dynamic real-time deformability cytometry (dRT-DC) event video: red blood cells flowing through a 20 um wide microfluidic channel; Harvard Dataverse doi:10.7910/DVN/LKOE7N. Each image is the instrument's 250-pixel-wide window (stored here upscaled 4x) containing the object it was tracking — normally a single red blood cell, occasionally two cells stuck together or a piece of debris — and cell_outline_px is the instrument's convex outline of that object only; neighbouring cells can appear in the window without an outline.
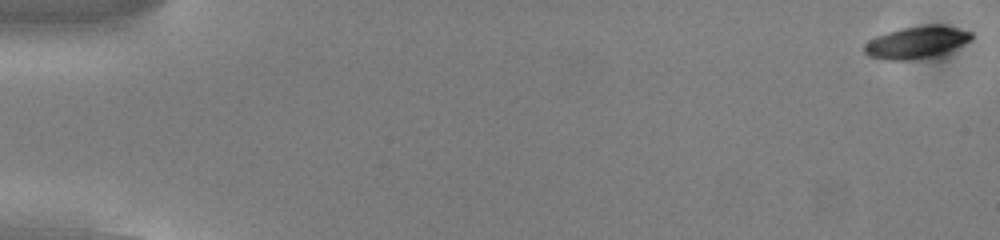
{"species": "common noctule bat (a hibernating species)", "species_latin": "Nyctalus noctula", "temperature_condition": "cold", "stored_images_in_passage": 54, "camera_frame_rate_fps": 3000, "um_per_image_px": 0.085, "animal": {"sex": "male", "body_mass_g": 13.0, "forearm_length_mm": 53.1}, "frame": {"image": 1, "passage_image": 1, "time_ms": 0.0, "image_size_px": [1000, 240], "cell_outline_px": [[972, 40], [944, 52], [932, 56], [908, 60], [888, 60], [868, 56], [864, 52], [864, 44], [868, 40], [876, 36], [900, 28], [928, 24], [940, 24], [972, 32]], "centroid_in_image_um": [77.87, 3.58], "position_along_channel_um": 7.1, "area_um2": 19.88}}
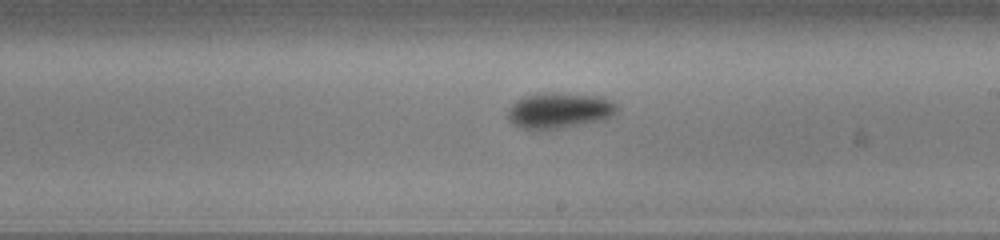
{"frame": {"image": 2, "passage_image": 32, "time_ms": 10.333, "image_size_px": [1000, 240], "cell_outline_px": [[616, 108], [608, 116], [596, 120], [560, 128], [520, 128], [512, 124], [508, 120], [508, 108], [516, 100], [524, 96], [540, 92], [560, 92], [604, 96], [616, 104]], "centroid_in_image_um": [47.45, 9.34], "position_along_channel_um": 241.5, "area_um2": 22.37}}
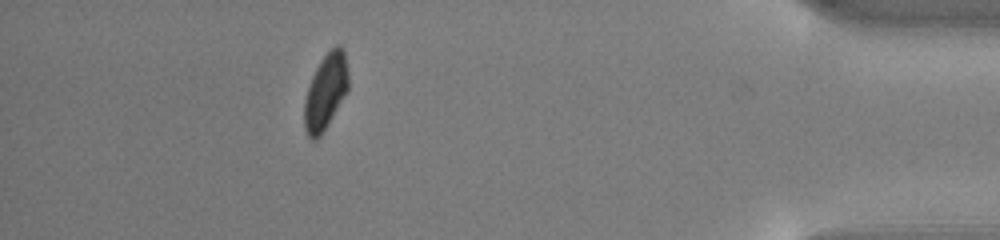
{"frame": {"image": 3, "passage_image": 49, "time_ms": 16.0, "image_size_px": [1000, 240], "cell_outline_px": [[348, 92], [328, 124], [320, 136], [316, 140], [312, 140], [308, 136], [304, 128], [304, 100], [312, 76], [320, 60], [336, 44], [340, 44], [344, 48], [348, 72]], "centroid_in_image_um": [27.69, 7.79], "position_along_channel_um": 407.5, "area_um2": 19.59}, "authors_computed_cell_mechanics": {"area_um2": 20.3745, "velocity_mm_per_s": 3.8077, "shape_relaxation_time_tau1_ms": 2.7491, "shape_relaxation_time_tau2_ms": null, "deformation_change_tau1": 0.1104, "deformation_change_tau2": null}}